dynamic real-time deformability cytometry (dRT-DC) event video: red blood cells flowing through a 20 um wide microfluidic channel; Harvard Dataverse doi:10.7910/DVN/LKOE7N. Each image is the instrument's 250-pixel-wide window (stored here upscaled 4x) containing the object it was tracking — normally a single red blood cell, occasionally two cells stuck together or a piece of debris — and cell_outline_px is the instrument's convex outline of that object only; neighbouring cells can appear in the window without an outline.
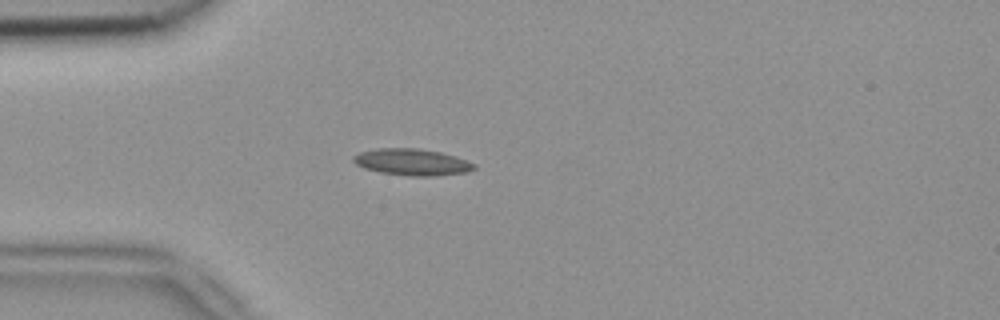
{"species": "common noctule bat (a hibernating species)", "species_latin": "Nyctalus noctula", "temperature_condition": "room temperature", "stored_images_in_passage": 41, "camera_frame_rate_fps": 3000, "um_per_image_px": 0.085, "animal": {"sex": "female", "body_mass_g": 18.4}, "frame": {"image": 1, "passage_image": 9, "time_ms": 2.667, "image_size_px": [1000, 320], "cell_outline_px": [[476, 168], [468, 172], [432, 176], [412, 176], [380, 172], [364, 168], [356, 164], [352, 160], [352, 156], [360, 152], [376, 148], [420, 148], [440, 152], [456, 156], [476, 164]], "centroid_in_image_um": [35.03, 13.77], "position_along_channel_um": 50.0, "area_um2": 18.79}}
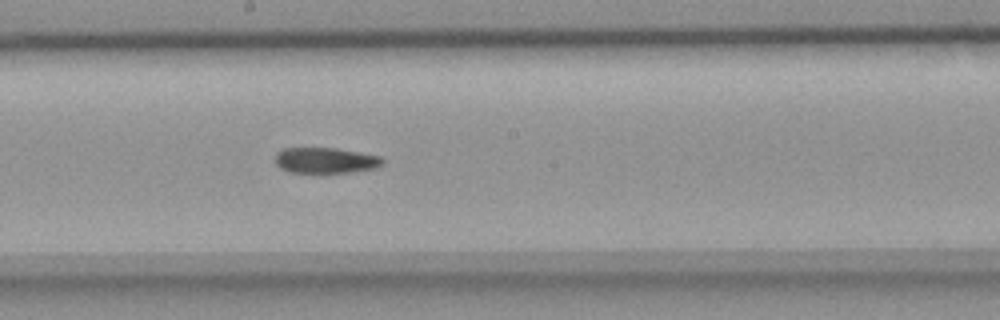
{"frame": {"image": 2, "passage_image": 23, "time_ms": 7.333, "image_size_px": [1000, 320], "cell_outline_px": [[384, 164], [376, 168], [352, 172], [288, 172], [280, 168], [276, 164], [276, 152], [284, 148], [336, 148], [360, 152], [380, 156], [384, 160]], "centroid_in_image_um": [27.69, 13.63], "position_along_channel_um": 220.5, "area_um2": 16.13}}
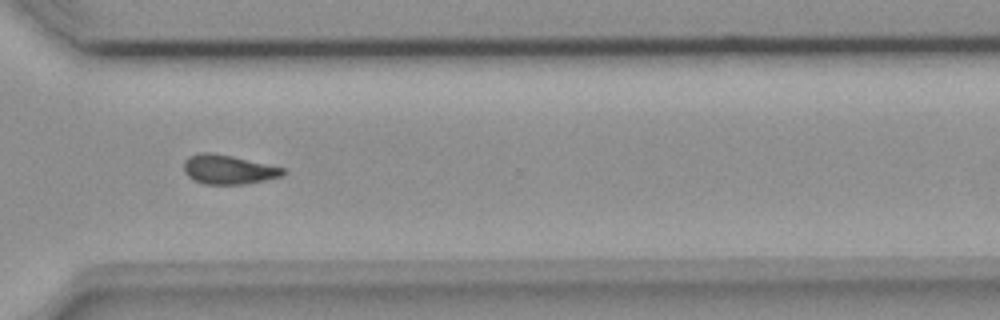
{"frame": {"image": 3, "passage_image": 33, "time_ms": 10.667, "image_size_px": [1000, 320], "cell_outline_px": [[288, 172], [284, 176], [244, 184], [204, 184], [192, 180], [184, 172], [184, 160], [188, 156], [200, 152], [208, 152], [232, 156], [284, 168]], "centroid_in_image_um": [19.4, 14.41], "position_along_channel_um": 351.2, "area_um2": 16.99}}